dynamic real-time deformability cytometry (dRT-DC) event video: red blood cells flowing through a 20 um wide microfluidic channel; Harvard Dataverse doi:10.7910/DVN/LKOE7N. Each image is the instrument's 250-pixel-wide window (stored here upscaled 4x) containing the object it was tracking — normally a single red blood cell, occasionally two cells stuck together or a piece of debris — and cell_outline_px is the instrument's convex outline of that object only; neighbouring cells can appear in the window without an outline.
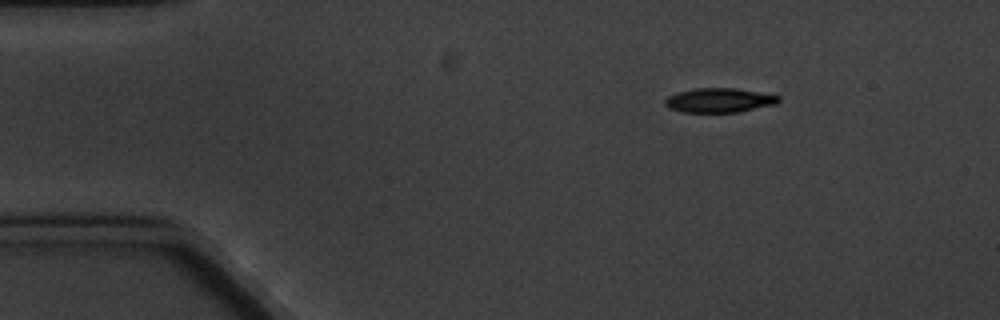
{"species": "common noctule bat (a hibernating species)", "species_latin": "Nyctalus noctula", "temperature_condition": "cold", "stored_images_in_passage": 3, "camera_frame_rate_fps": 3000, "um_per_image_px": 0.085, "animal": {"sex": "male", "body_mass_g": 20.1, "forearm_length_mm": 53.5}, "frame": {"image": 1, "passage_image": 1, "time_ms": 0.0, "image_size_px": [1000, 320], "cell_outline_px": [[780, 100], [776, 104], [740, 112], [684, 112], [668, 108], [664, 104], [664, 100], [668, 96], [676, 92], [696, 88], [736, 88], [780, 96]], "centroid_in_image_um": [61.11, 8.52], "position_along_channel_um": 23.9, "area_um2": 16.18}}